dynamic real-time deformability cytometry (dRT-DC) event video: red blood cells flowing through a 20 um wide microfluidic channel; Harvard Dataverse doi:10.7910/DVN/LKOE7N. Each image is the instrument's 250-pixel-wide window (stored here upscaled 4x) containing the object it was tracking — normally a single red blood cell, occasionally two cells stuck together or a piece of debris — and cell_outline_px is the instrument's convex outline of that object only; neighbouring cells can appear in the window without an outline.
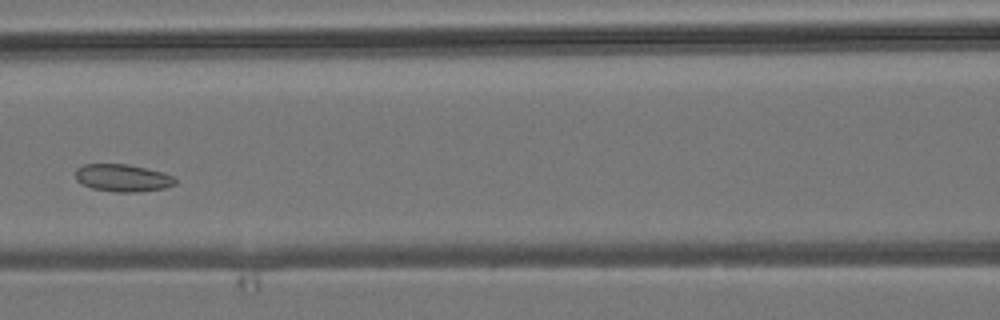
{"species": "common noctule bat (a hibernating species)", "species_latin": "Nyctalus noctula", "temperature_condition": "room temperature", "stored_images_in_passage": 5, "camera_frame_rate_fps": 3000, "um_per_image_px": 0.085, "animal": {"sex": "male", "body_mass_g": 19.2, "forearm_length_mm": 51.8}, "frame": {"image": 1, "passage_image": 5, "time_ms": 5.333, "image_size_px": [1000, 320], "cell_outline_px": [[176, 184], [164, 188], [136, 192], [112, 192], [92, 188], [80, 184], [76, 180], [76, 168], [84, 164], [128, 164], [176, 176]], "centroid_in_image_um": [10.41, 15.13], "position_along_channel_um": 156.2, "area_um2": 16.01}}